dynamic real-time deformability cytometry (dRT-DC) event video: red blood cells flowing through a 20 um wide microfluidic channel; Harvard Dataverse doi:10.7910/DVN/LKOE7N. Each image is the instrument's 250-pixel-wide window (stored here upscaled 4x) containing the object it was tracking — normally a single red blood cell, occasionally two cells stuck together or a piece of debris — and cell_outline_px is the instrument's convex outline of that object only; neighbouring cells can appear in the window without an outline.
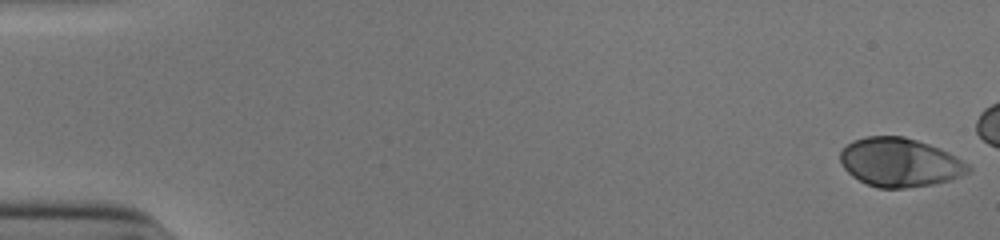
{"species": "human", "species_latin": "Homo sapiens", "temperature_condition": "cold", "stored_images_in_passage": 18, "camera_frame_rate_fps": 3000, "um_per_image_px": 0.085, "donor": {"sex": "male"}, "frame": {"image": 1, "passage_image": 1, "time_ms": 0.0, "image_size_px": [1000, 240], "cell_outline_px": [[972, 168], [968, 172], [960, 176], [948, 180], [932, 184], [904, 188], [880, 188], [868, 184], [852, 176], [844, 168], [840, 160], [840, 152], [852, 140], [868, 136], [904, 136], [940, 148], [956, 156], [968, 164]], "centroid_in_image_um": [76.48, 13.79], "position_along_channel_um": 8.5, "area_um2": 36.13}}